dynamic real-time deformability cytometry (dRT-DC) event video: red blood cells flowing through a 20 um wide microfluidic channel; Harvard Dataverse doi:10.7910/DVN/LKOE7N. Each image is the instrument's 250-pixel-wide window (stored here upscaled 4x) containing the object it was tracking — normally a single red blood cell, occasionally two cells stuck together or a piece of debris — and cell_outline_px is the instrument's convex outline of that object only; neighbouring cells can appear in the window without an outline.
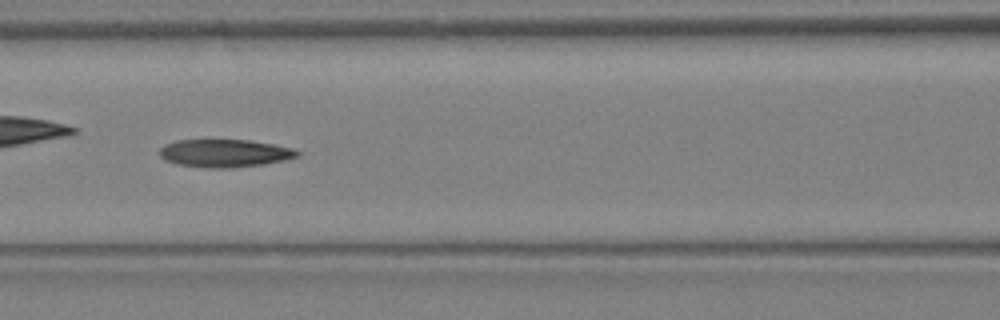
{"species": "Egyptian fruit bat (a non-hibernating species)", "species_latin": "Rousettus aegyptiacus", "temperature_condition": "warm", "stored_images_in_passage": 22, "camera_frame_rate_fps": 3000, "um_per_image_px": 0.085, "animal": {"sex": "female"}, "frame": {"image": 1, "passage_image": 13, "time_ms": 4.0, "image_size_px": [1000, 320], "cell_outline_px": [[300, 156], [284, 160], [264, 164], [232, 168], [208, 168], [176, 164], [164, 160], [160, 156], [160, 148], [164, 144], [176, 140], [248, 140], [272, 144], [292, 148], [300, 152]], "centroid_in_image_um": [19.08, 13.03], "position_along_channel_um": 147.5, "area_um2": 22.43}}
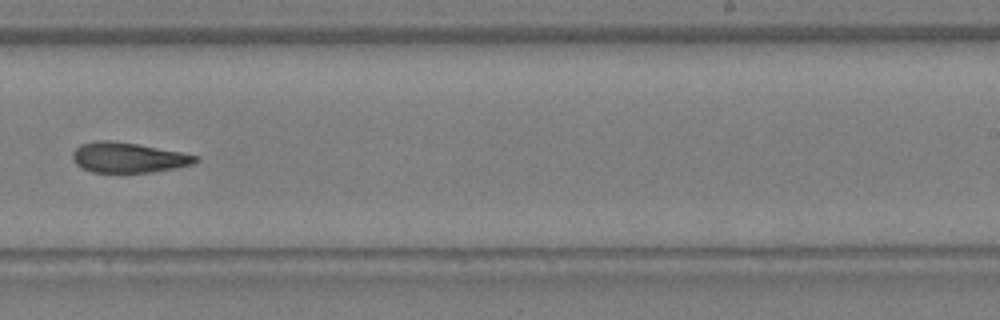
{"frame": {"image": 2, "passage_image": 19, "time_ms": 6.0, "image_size_px": [1000, 320], "cell_outline_px": [[200, 160], [192, 164], [176, 168], [152, 172], [92, 172], [76, 164], [72, 160], [72, 152], [80, 144], [96, 140], [112, 140], [136, 144], [180, 152], [200, 156]], "centroid_in_image_um": [10.89, 13.39], "position_along_channel_um": 278.1, "area_um2": 21.62}}